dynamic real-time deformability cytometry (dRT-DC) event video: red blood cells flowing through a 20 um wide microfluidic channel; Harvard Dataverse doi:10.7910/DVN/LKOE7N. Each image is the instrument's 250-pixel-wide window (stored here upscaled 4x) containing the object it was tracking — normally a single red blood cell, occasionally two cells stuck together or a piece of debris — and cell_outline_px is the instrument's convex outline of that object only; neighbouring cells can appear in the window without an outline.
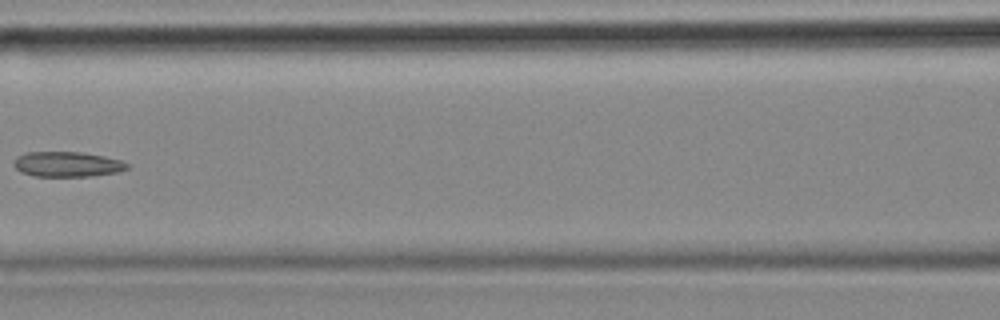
{"species": "common noctule bat (a hibernating species)", "species_latin": "Nyctalus noctula", "temperature_condition": "cold", "stored_images_in_passage": 6, "camera_frame_rate_fps": 3000, "um_per_image_px": 0.085, "animal": {"sex": "female", "body_mass_g": 18.4}, "frame": {"image": 1, "passage_image": 6, "time_ms": 1.667, "image_size_px": [1000, 320], "cell_outline_px": [[128, 168], [120, 172], [92, 176], [32, 176], [20, 172], [12, 164], [20, 156], [28, 152], [80, 152], [104, 156], [120, 160], [128, 164]], "centroid_in_image_um": [5.74, 13.97], "position_along_channel_um": 160.9, "area_um2": 16.53}}